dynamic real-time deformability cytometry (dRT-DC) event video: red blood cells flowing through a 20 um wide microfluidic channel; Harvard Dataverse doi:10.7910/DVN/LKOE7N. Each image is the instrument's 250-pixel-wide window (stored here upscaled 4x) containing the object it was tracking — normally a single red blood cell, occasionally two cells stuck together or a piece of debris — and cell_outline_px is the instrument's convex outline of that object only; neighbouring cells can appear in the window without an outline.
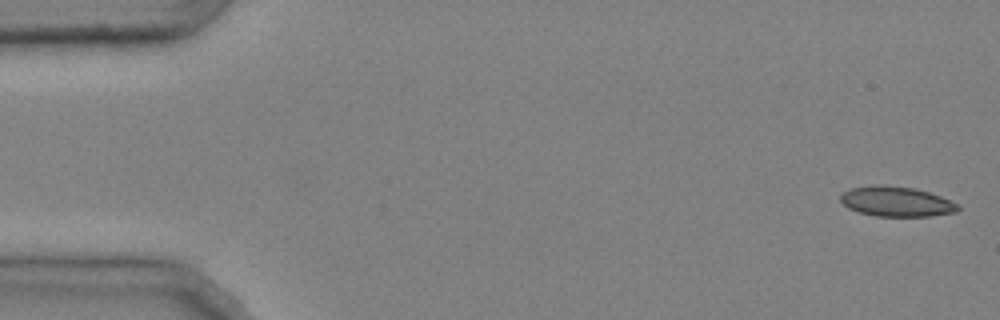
{"species": "common noctule bat (a hibernating species)", "species_latin": "Nyctalus noctula", "temperature_condition": "cold", "stored_images_in_passage": 47, "camera_frame_rate_fps": 3000, "um_per_image_px": 0.085, "animal": {"sex": "male", "body_mass_g": 20.4}, "frame": {"image": 1, "passage_image": 1, "time_ms": 0.0, "image_size_px": [1000, 320], "cell_outline_px": [[960, 208], [956, 212], [932, 216], [876, 216], [860, 212], [848, 208], [840, 200], [840, 196], [844, 192], [852, 188], [876, 184], [912, 188], [928, 192], [940, 196], [956, 204]], "centroid_in_image_um": [76.17, 17.14], "position_along_channel_um": 8.8, "area_um2": 20.23}}
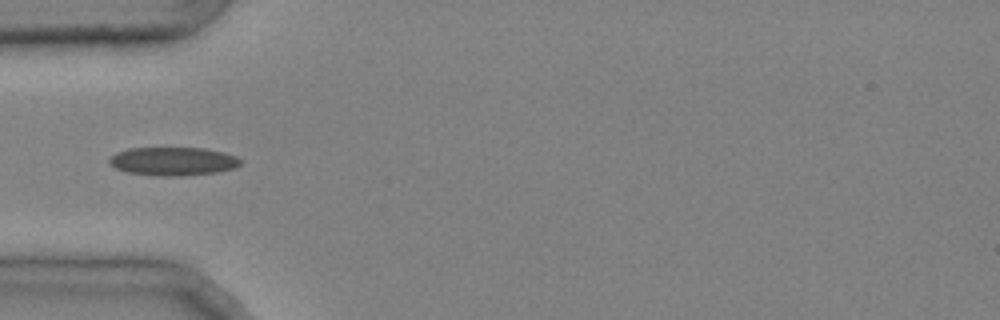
{"frame": {"image": 2, "passage_image": 15, "time_ms": 4.667, "image_size_px": [1000, 320], "cell_outline_px": [[244, 160], [240, 164], [232, 168], [216, 172], [180, 176], [156, 176], [128, 172], [116, 168], [108, 160], [116, 152], [128, 148], [204, 148], [224, 152], [236, 156]], "centroid_in_image_um": [14.73, 13.7], "position_along_channel_um": 70.3, "area_um2": 21.68}}
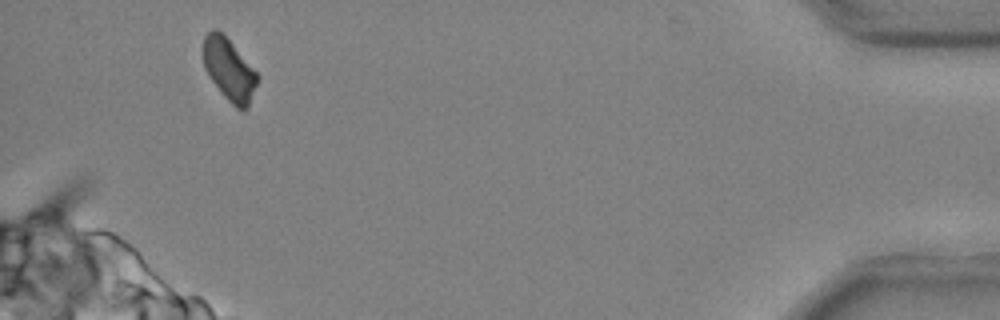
{"frame": {"image": 3, "passage_image": 45, "time_ms": 14.667, "image_size_px": [1000, 320], "cell_outline_px": [[260, 76], [248, 108], [236, 108], [224, 96], [212, 80], [204, 68], [204, 36], [212, 28], [216, 28], [232, 44]], "centroid_in_image_um": [19.49, 5.92], "position_along_channel_um": 415.7, "area_um2": 19.13}, "authors_computed_cell_mechanics": {"area_um2": 21.097, "velocity_mm_per_s": 4.0352, "shape_relaxation_time_tau1_ms": 11.14, "shape_relaxation_time_tau2_ms": 6.4606, "deformation_change_tau1": 0.2316, "deformation_change_tau2": 0.1164}}